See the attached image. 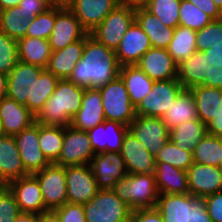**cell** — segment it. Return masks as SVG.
<instances>
[{"mask_svg":"<svg viewBox=\"0 0 222 222\" xmlns=\"http://www.w3.org/2000/svg\"><path fill=\"white\" fill-rule=\"evenodd\" d=\"M58 80L46 68L19 61L7 75V97L36 115L53 94Z\"/></svg>","mask_w":222,"mask_h":222,"instance_id":"1","label":"cell"},{"mask_svg":"<svg viewBox=\"0 0 222 222\" xmlns=\"http://www.w3.org/2000/svg\"><path fill=\"white\" fill-rule=\"evenodd\" d=\"M119 70L115 51L97 42L88 33L83 56L68 80L84 88L99 89L117 78Z\"/></svg>","mask_w":222,"mask_h":222,"instance_id":"2","label":"cell"},{"mask_svg":"<svg viewBox=\"0 0 222 222\" xmlns=\"http://www.w3.org/2000/svg\"><path fill=\"white\" fill-rule=\"evenodd\" d=\"M177 80L184 89L198 85L222 89V46L196 51L177 68Z\"/></svg>","mask_w":222,"mask_h":222,"instance_id":"3","label":"cell"},{"mask_svg":"<svg viewBox=\"0 0 222 222\" xmlns=\"http://www.w3.org/2000/svg\"><path fill=\"white\" fill-rule=\"evenodd\" d=\"M85 88L68 79H59L53 94L35 115V122L45 126H70L79 111Z\"/></svg>","mask_w":222,"mask_h":222,"instance_id":"4","label":"cell"},{"mask_svg":"<svg viewBox=\"0 0 222 222\" xmlns=\"http://www.w3.org/2000/svg\"><path fill=\"white\" fill-rule=\"evenodd\" d=\"M164 222H213L204 198L185 194H160L156 203Z\"/></svg>","mask_w":222,"mask_h":222,"instance_id":"5","label":"cell"},{"mask_svg":"<svg viewBox=\"0 0 222 222\" xmlns=\"http://www.w3.org/2000/svg\"><path fill=\"white\" fill-rule=\"evenodd\" d=\"M112 190L132 210L155 208L160 195L154 173L127 174Z\"/></svg>","mask_w":222,"mask_h":222,"instance_id":"6","label":"cell"},{"mask_svg":"<svg viewBox=\"0 0 222 222\" xmlns=\"http://www.w3.org/2000/svg\"><path fill=\"white\" fill-rule=\"evenodd\" d=\"M105 120L129 127L135 119L136 107L131 103L124 81L120 76L99 88Z\"/></svg>","mask_w":222,"mask_h":222,"instance_id":"7","label":"cell"},{"mask_svg":"<svg viewBox=\"0 0 222 222\" xmlns=\"http://www.w3.org/2000/svg\"><path fill=\"white\" fill-rule=\"evenodd\" d=\"M86 222H130L132 209L112 189H100L84 205Z\"/></svg>","mask_w":222,"mask_h":222,"instance_id":"8","label":"cell"},{"mask_svg":"<svg viewBox=\"0 0 222 222\" xmlns=\"http://www.w3.org/2000/svg\"><path fill=\"white\" fill-rule=\"evenodd\" d=\"M136 6L119 4L92 31L90 36L107 48L116 50L135 21Z\"/></svg>","mask_w":222,"mask_h":222,"instance_id":"9","label":"cell"},{"mask_svg":"<svg viewBox=\"0 0 222 222\" xmlns=\"http://www.w3.org/2000/svg\"><path fill=\"white\" fill-rule=\"evenodd\" d=\"M183 90L177 79L154 81L150 93L136 107V115L161 118Z\"/></svg>","mask_w":222,"mask_h":222,"instance_id":"10","label":"cell"},{"mask_svg":"<svg viewBox=\"0 0 222 222\" xmlns=\"http://www.w3.org/2000/svg\"><path fill=\"white\" fill-rule=\"evenodd\" d=\"M39 181L45 207L54 210L68 202L65 166L50 163L33 174Z\"/></svg>","mask_w":222,"mask_h":222,"instance_id":"11","label":"cell"},{"mask_svg":"<svg viewBox=\"0 0 222 222\" xmlns=\"http://www.w3.org/2000/svg\"><path fill=\"white\" fill-rule=\"evenodd\" d=\"M95 155L90 138L86 131L64 127V140L60 156L55 164L60 166H73L90 164Z\"/></svg>","mask_w":222,"mask_h":222,"instance_id":"12","label":"cell"},{"mask_svg":"<svg viewBox=\"0 0 222 222\" xmlns=\"http://www.w3.org/2000/svg\"><path fill=\"white\" fill-rule=\"evenodd\" d=\"M69 203L89 202L100 190L89 164L65 166Z\"/></svg>","mask_w":222,"mask_h":222,"instance_id":"13","label":"cell"},{"mask_svg":"<svg viewBox=\"0 0 222 222\" xmlns=\"http://www.w3.org/2000/svg\"><path fill=\"white\" fill-rule=\"evenodd\" d=\"M129 131L144 144L145 148L156 156L168 142L170 130L162 118L137 115L129 125Z\"/></svg>","mask_w":222,"mask_h":222,"instance_id":"14","label":"cell"},{"mask_svg":"<svg viewBox=\"0 0 222 222\" xmlns=\"http://www.w3.org/2000/svg\"><path fill=\"white\" fill-rule=\"evenodd\" d=\"M87 34L80 21L67 7L56 6L55 26L48 38L52 52L83 39Z\"/></svg>","mask_w":222,"mask_h":222,"instance_id":"15","label":"cell"},{"mask_svg":"<svg viewBox=\"0 0 222 222\" xmlns=\"http://www.w3.org/2000/svg\"><path fill=\"white\" fill-rule=\"evenodd\" d=\"M99 189H112L128 173L122 155L118 152L95 154L90 162Z\"/></svg>","mask_w":222,"mask_h":222,"instance_id":"16","label":"cell"},{"mask_svg":"<svg viewBox=\"0 0 222 222\" xmlns=\"http://www.w3.org/2000/svg\"><path fill=\"white\" fill-rule=\"evenodd\" d=\"M14 139L25 170L29 174L41 171L50 164L39 146V123L34 122L15 135Z\"/></svg>","mask_w":222,"mask_h":222,"instance_id":"17","label":"cell"},{"mask_svg":"<svg viewBox=\"0 0 222 222\" xmlns=\"http://www.w3.org/2000/svg\"><path fill=\"white\" fill-rule=\"evenodd\" d=\"M189 193L204 198L222 191V170L212 165L193 163L187 170Z\"/></svg>","mask_w":222,"mask_h":222,"instance_id":"18","label":"cell"},{"mask_svg":"<svg viewBox=\"0 0 222 222\" xmlns=\"http://www.w3.org/2000/svg\"><path fill=\"white\" fill-rule=\"evenodd\" d=\"M6 186L13 193L20 212L39 214L48 211L39 181L33 174L13 180Z\"/></svg>","mask_w":222,"mask_h":222,"instance_id":"19","label":"cell"},{"mask_svg":"<svg viewBox=\"0 0 222 222\" xmlns=\"http://www.w3.org/2000/svg\"><path fill=\"white\" fill-rule=\"evenodd\" d=\"M120 154L128 174L154 173L155 156L130 131L123 139Z\"/></svg>","mask_w":222,"mask_h":222,"instance_id":"20","label":"cell"},{"mask_svg":"<svg viewBox=\"0 0 222 222\" xmlns=\"http://www.w3.org/2000/svg\"><path fill=\"white\" fill-rule=\"evenodd\" d=\"M119 4L118 0H73L67 8L90 33Z\"/></svg>","mask_w":222,"mask_h":222,"instance_id":"21","label":"cell"},{"mask_svg":"<svg viewBox=\"0 0 222 222\" xmlns=\"http://www.w3.org/2000/svg\"><path fill=\"white\" fill-rule=\"evenodd\" d=\"M129 127L119 122L104 120L93 129L87 131L95 154L102 152L120 153L123 139Z\"/></svg>","mask_w":222,"mask_h":222,"instance_id":"22","label":"cell"},{"mask_svg":"<svg viewBox=\"0 0 222 222\" xmlns=\"http://www.w3.org/2000/svg\"><path fill=\"white\" fill-rule=\"evenodd\" d=\"M151 47L149 37L134 21L115 50L118 64L120 66L136 65Z\"/></svg>","mask_w":222,"mask_h":222,"instance_id":"23","label":"cell"},{"mask_svg":"<svg viewBox=\"0 0 222 222\" xmlns=\"http://www.w3.org/2000/svg\"><path fill=\"white\" fill-rule=\"evenodd\" d=\"M136 65L153 81L177 79L178 65L167 49L151 47Z\"/></svg>","mask_w":222,"mask_h":222,"instance_id":"24","label":"cell"},{"mask_svg":"<svg viewBox=\"0 0 222 222\" xmlns=\"http://www.w3.org/2000/svg\"><path fill=\"white\" fill-rule=\"evenodd\" d=\"M104 120V110L99 89L85 88L81 107L72 117L70 126L87 132L103 123Z\"/></svg>","mask_w":222,"mask_h":222,"instance_id":"25","label":"cell"},{"mask_svg":"<svg viewBox=\"0 0 222 222\" xmlns=\"http://www.w3.org/2000/svg\"><path fill=\"white\" fill-rule=\"evenodd\" d=\"M0 118L3 135L15 136L35 122V115L24 105L4 97L0 100Z\"/></svg>","mask_w":222,"mask_h":222,"instance_id":"26","label":"cell"},{"mask_svg":"<svg viewBox=\"0 0 222 222\" xmlns=\"http://www.w3.org/2000/svg\"><path fill=\"white\" fill-rule=\"evenodd\" d=\"M30 175L23 165L14 136L0 135V185Z\"/></svg>","mask_w":222,"mask_h":222,"instance_id":"27","label":"cell"},{"mask_svg":"<svg viewBox=\"0 0 222 222\" xmlns=\"http://www.w3.org/2000/svg\"><path fill=\"white\" fill-rule=\"evenodd\" d=\"M85 47V37L63 49L53 51L46 69L58 79H68L76 63L82 58Z\"/></svg>","mask_w":222,"mask_h":222,"instance_id":"28","label":"cell"},{"mask_svg":"<svg viewBox=\"0 0 222 222\" xmlns=\"http://www.w3.org/2000/svg\"><path fill=\"white\" fill-rule=\"evenodd\" d=\"M135 21L149 37L152 47L167 49L172 40L174 28L165 26L143 6H136Z\"/></svg>","mask_w":222,"mask_h":222,"instance_id":"29","label":"cell"},{"mask_svg":"<svg viewBox=\"0 0 222 222\" xmlns=\"http://www.w3.org/2000/svg\"><path fill=\"white\" fill-rule=\"evenodd\" d=\"M154 176L159 194L189 193L187 171L168 163L156 162Z\"/></svg>","mask_w":222,"mask_h":222,"instance_id":"30","label":"cell"},{"mask_svg":"<svg viewBox=\"0 0 222 222\" xmlns=\"http://www.w3.org/2000/svg\"><path fill=\"white\" fill-rule=\"evenodd\" d=\"M119 76L124 81L130 101L135 107L150 93L154 84L137 65L120 66Z\"/></svg>","mask_w":222,"mask_h":222,"instance_id":"31","label":"cell"},{"mask_svg":"<svg viewBox=\"0 0 222 222\" xmlns=\"http://www.w3.org/2000/svg\"><path fill=\"white\" fill-rule=\"evenodd\" d=\"M161 118L169 130L182 125L184 122L198 119L195 100L191 91L184 89Z\"/></svg>","mask_w":222,"mask_h":222,"instance_id":"32","label":"cell"},{"mask_svg":"<svg viewBox=\"0 0 222 222\" xmlns=\"http://www.w3.org/2000/svg\"><path fill=\"white\" fill-rule=\"evenodd\" d=\"M189 90L195 100L198 118L207 125L222 109V89L198 85Z\"/></svg>","mask_w":222,"mask_h":222,"instance_id":"33","label":"cell"},{"mask_svg":"<svg viewBox=\"0 0 222 222\" xmlns=\"http://www.w3.org/2000/svg\"><path fill=\"white\" fill-rule=\"evenodd\" d=\"M19 61L46 68L51 57V47L46 39L22 37L17 40Z\"/></svg>","mask_w":222,"mask_h":222,"instance_id":"34","label":"cell"},{"mask_svg":"<svg viewBox=\"0 0 222 222\" xmlns=\"http://www.w3.org/2000/svg\"><path fill=\"white\" fill-rule=\"evenodd\" d=\"M207 133L206 124L198 118L171 129L169 139L179 148L193 152Z\"/></svg>","mask_w":222,"mask_h":222,"instance_id":"35","label":"cell"},{"mask_svg":"<svg viewBox=\"0 0 222 222\" xmlns=\"http://www.w3.org/2000/svg\"><path fill=\"white\" fill-rule=\"evenodd\" d=\"M196 34V31L181 25L175 28L167 51L177 65L197 51Z\"/></svg>","mask_w":222,"mask_h":222,"instance_id":"36","label":"cell"},{"mask_svg":"<svg viewBox=\"0 0 222 222\" xmlns=\"http://www.w3.org/2000/svg\"><path fill=\"white\" fill-rule=\"evenodd\" d=\"M64 140V127L39 124V146L50 163H55L61 152Z\"/></svg>","mask_w":222,"mask_h":222,"instance_id":"37","label":"cell"},{"mask_svg":"<svg viewBox=\"0 0 222 222\" xmlns=\"http://www.w3.org/2000/svg\"><path fill=\"white\" fill-rule=\"evenodd\" d=\"M222 159V137L206 134L194 148L195 163L219 167Z\"/></svg>","mask_w":222,"mask_h":222,"instance_id":"38","label":"cell"},{"mask_svg":"<svg viewBox=\"0 0 222 222\" xmlns=\"http://www.w3.org/2000/svg\"><path fill=\"white\" fill-rule=\"evenodd\" d=\"M181 0H145L142 5L148 12L156 16L165 26H179Z\"/></svg>","mask_w":222,"mask_h":222,"instance_id":"39","label":"cell"},{"mask_svg":"<svg viewBox=\"0 0 222 222\" xmlns=\"http://www.w3.org/2000/svg\"><path fill=\"white\" fill-rule=\"evenodd\" d=\"M31 22L24 18L20 7H11L0 11V31L13 39L26 37Z\"/></svg>","mask_w":222,"mask_h":222,"instance_id":"40","label":"cell"},{"mask_svg":"<svg viewBox=\"0 0 222 222\" xmlns=\"http://www.w3.org/2000/svg\"><path fill=\"white\" fill-rule=\"evenodd\" d=\"M156 162L168 163L175 168L187 171L194 163L193 152L179 148L170 139L155 156Z\"/></svg>","mask_w":222,"mask_h":222,"instance_id":"41","label":"cell"},{"mask_svg":"<svg viewBox=\"0 0 222 222\" xmlns=\"http://www.w3.org/2000/svg\"><path fill=\"white\" fill-rule=\"evenodd\" d=\"M213 19L188 0H181L179 25L194 31L203 29Z\"/></svg>","mask_w":222,"mask_h":222,"instance_id":"42","label":"cell"},{"mask_svg":"<svg viewBox=\"0 0 222 222\" xmlns=\"http://www.w3.org/2000/svg\"><path fill=\"white\" fill-rule=\"evenodd\" d=\"M55 20L56 5H53L33 19L27 30L26 36L48 40L55 26Z\"/></svg>","mask_w":222,"mask_h":222,"instance_id":"43","label":"cell"},{"mask_svg":"<svg viewBox=\"0 0 222 222\" xmlns=\"http://www.w3.org/2000/svg\"><path fill=\"white\" fill-rule=\"evenodd\" d=\"M212 46H222V18L212 20L203 29L197 31V51L203 52Z\"/></svg>","mask_w":222,"mask_h":222,"instance_id":"44","label":"cell"},{"mask_svg":"<svg viewBox=\"0 0 222 222\" xmlns=\"http://www.w3.org/2000/svg\"><path fill=\"white\" fill-rule=\"evenodd\" d=\"M18 62L17 40L0 31V72L8 75Z\"/></svg>","mask_w":222,"mask_h":222,"instance_id":"45","label":"cell"},{"mask_svg":"<svg viewBox=\"0 0 222 222\" xmlns=\"http://www.w3.org/2000/svg\"><path fill=\"white\" fill-rule=\"evenodd\" d=\"M19 214L13 193L6 185H0V222H14Z\"/></svg>","mask_w":222,"mask_h":222,"instance_id":"46","label":"cell"},{"mask_svg":"<svg viewBox=\"0 0 222 222\" xmlns=\"http://www.w3.org/2000/svg\"><path fill=\"white\" fill-rule=\"evenodd\" d=\"M61 222H86L84 206L75 203H65L63 206L54 209Z\"/></svg>","mask_w":222,"mask_h":222,"instance_id":"47","label":"cell"},{"mask_svg":"<svg viewBox=\"0 0 222 222\" xmlns=\"http://www.w3.org/2000/svg\"><path fill=\"white\" fill-rule=\"evenodd\" d=\"M21 13L29 22L53 6L52 0H22L19 5Z\"/></svg>","mask_w":222,"mask_h":222,"instance_id":"48","label":"cell"},{"mask_svg":"<svg viewBox=\"0 0 222 222\" xmlns=\"http://www.w3.org/2000/svg\"><path fill=\"white\" fill-rule=\"evenodd\" d=\"M205 206L213 222H222V191L204 197Z\"/></svg>","mask_w":222,"mask_h":222,"instance_id":"49","label":"cell"},{"mask_svg":"<svg viewBox=\"0 0 222 222\" xmlns=\"http://www.w3.org/2000/svg\"><path fill=\"white\" fill-rule=\"evenodd\" d=\"M130 222H164V220L155 207L132 210Z\"/></svg>","mask_w":222,"mask_h":222,"instance_id":"50","label":"cell"},{"mask_svg":"<svg viewBox=\"0 0 222 222\" xmlns=\"http://www.w3.org/2000/svg\"><path fill=\"white\" fill-rule=\"evenodd\" d=\"M213 20L221 19L222 12L212 0H188Z\"/></svg>","mask_w":222,"mask_h":222,"instance_id":"51","label":"cell"},{"mask_svg":"<svg viewBox=\"0 0 222 222\" xmlns=\"http://www.w3.org/2000/svg\"><path fill=\"white\" fill-rule=\"evenodd\" d=\"M206 126L208 134L222 137V109L207 123Z\"/></svg>","mask_w":222,"mask_h":222,"instance_id":"52","label":"cell"},{"mask_svg":"<svg viewBox=\"0 0 222 222\" xmlns=\"http://www.w3.org/2000/svg\"><path fill=\"white\" fill-rule=\"evenodd\" d=\"M37 222H61L54 210H48L37 214Z\"/></svg>","mask_w":222,"mask_h":222,"instance_id":"53","label":"cell"},{"mask_svg":"<svg viewBox=\"0 0 222 222\" xmlns=\"http://www.w3.org/2000/svg\"><path fill=\"white\" fill-rule=\"evenodd\" d=\"M14 222H37V214L20 212Z\"/></svg>","mask_w":222,"mask_h":222,"instance_id":"54","label":"cell"},{"mask_svg":"<svg viewBox=\"0 0 222 222\" xmlns=\"http://www.w3.org/2000/svg\"><path fill=\"white\" fill-rule=\"evenodd\" d=\"M7 96V74L0 72V100Z\"/></svg>","mask_w":222,"mask_h":222,"instance_id":"55","label":"cell"},{"mask_svg":"<svg viewBox=\"0 0 222 222\" xmlns=\"http://www.w3.org/2000/svg\"><path fill=\"white\" fill-rule=\"evenodd\" d=\"M21 1L22 0H0V11L11 7H16Z\"/></svg>","mask_w":222,"mask_h":222,"instance_id":"56","label":"cell"},{"mask_svg":"<svg viewBox=\"0 0 222 222\" xmlns=\"http://www.w3.org/2000/svg\"><path fill=\"white\" fill-rule=\"evenodd\" d=\"M120 4L132 5V6H142L145 0H118Z\"/></svg>","mask_w":222,"mask_h":222,"instance_id":"57","label":"cell"},{"mask_svg":"<svg viewBox=\"0 0 222 222\" xmlns=\"http://www.w3.org/2000/svg\"><path fill=\"white\" fill-rule=\"evenodd\" d=\"M73 0H52V4L56 6L68 7Z\"/></svg>","mask_w":222,"mask_h":222,"instance_id":"58","label":"cell"},{"mask_svg":"<svg viewBox=\"0 0 222 222\" xmlns=\"http://www.w3.org/2000/svg\"><path fill=\"white\" fill-rule=\"evenodd\" d=\"M217 8L222 12V0H212Z\"/></svg>","mask_w":222,"mask_h":222,"instance_id":"59","label":"cell"},{"mask_svg":"<svg viewBox=\"0 0 222 222\" xmlns=\"http://www.w3.org/2000/svg\"><path fill=\"white\" fill-rule=\"evenodd\" d=\"M0 135H3L2 128H1V118H0Z\"/></svg>","mask_w":222,"mask_h":222,"instance_id":"60","label":"cell"},{"mask_svg":"<svg viewBox=\"0 0 222 222\" xmlns=\"http://www.w3.org/2000/svg\"><path fill=\"white\" fill-rule=\"evenodd\" d=\"M219 168L222 170V159H221V162H220Z\"/></svg>","mask_w":222,"mask_h":222,"instance_id":"61","label":"cell"}]
</instances>
